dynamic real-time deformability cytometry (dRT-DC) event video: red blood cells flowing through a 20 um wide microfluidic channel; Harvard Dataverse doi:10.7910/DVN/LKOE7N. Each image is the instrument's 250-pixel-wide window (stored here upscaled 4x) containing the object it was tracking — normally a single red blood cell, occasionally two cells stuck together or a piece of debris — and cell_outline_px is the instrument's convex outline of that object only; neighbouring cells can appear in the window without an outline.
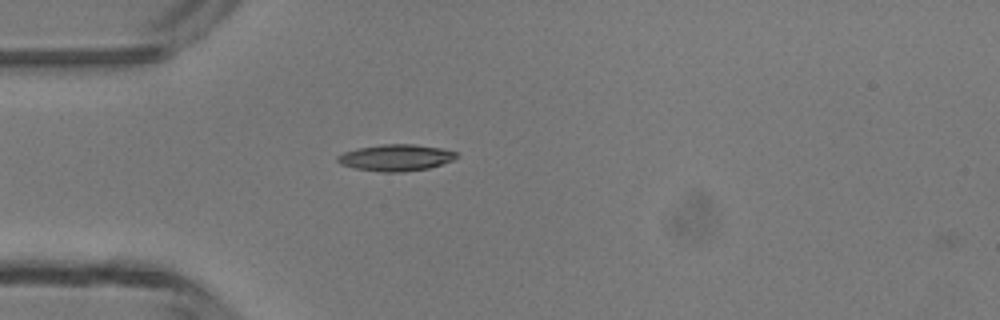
{"species": "common noctule bat (a hibernating species)", "species_latin": "Nyctalus noctula", "temperature_condition": "room temperature", "stored_images_in_passage": 1, "camera_frame_rate_fps": 3000, "um_per_image_px": 0.085, "animal": {"sex": "male", "body_mass_g": 13.3}, "frame": {"image": 1, "passage_image": 1, "time_ms": 0.0, "image_size_px": [1000, 320], "cell_outline_px": [[460, 156], [452, 160], [428, 168], [400, 172], [380, 172], [356, 168], [340, 164], [336, 160], [336, 156], [344, 152], [356, 148], [380, 144], [412, 144], [440, 148], [456, 152]], "centroid_in_image_um": [33.61, 13.39], "position_along_channel_um": 51.4, "area_um2": 18.32}}